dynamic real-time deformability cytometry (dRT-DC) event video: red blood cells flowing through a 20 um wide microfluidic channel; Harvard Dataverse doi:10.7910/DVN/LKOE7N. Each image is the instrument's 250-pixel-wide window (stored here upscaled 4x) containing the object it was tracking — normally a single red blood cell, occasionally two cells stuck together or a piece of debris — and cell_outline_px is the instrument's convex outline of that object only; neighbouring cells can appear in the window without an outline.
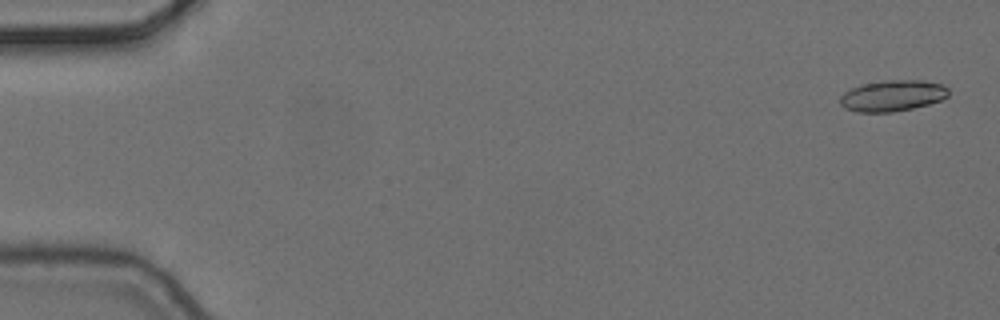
{"species": "common noctule bat (a hibernating species)", "species_latin": "Nyctalus noctula", "temperature_condition": "cold", "stored_images_in_passage": 7, "camera_frame_rate_fps": 3000, "um_per_image_px": 0.085, "animal": {"sex": "female", "body_mass_g": 24.6, "forearm_length_mm": 56.2}, "frame": {"image": 1, "passage_image": 1, "time_ms": 0.0, "image_size_px": [1000, 320], "cell_outline_px": [[948, 96], [940, 100], [928, 104], [912, 108], [892, 112], [856, 112], [844, 108], [840, 104], [840, 96], [844, 92], [860, 84], [888, 80], [924, 80], [944, 84], [948, 88]], "centroid_in_image_um": [75.86, 8.13], "position_along_channel_um": 9.1, "area_um2": 19.77}}
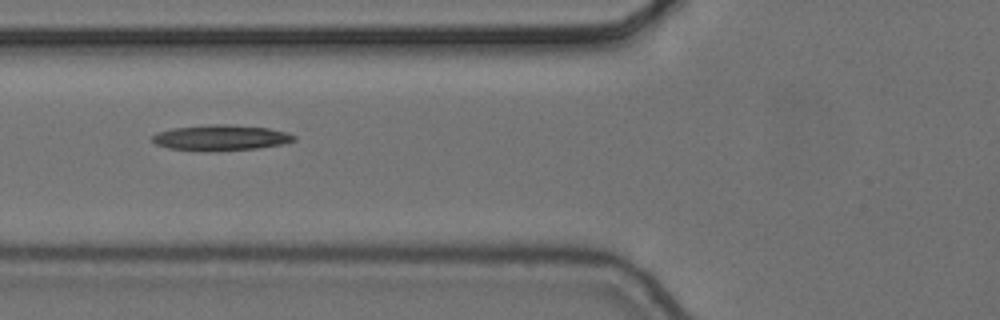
{"frame": {"image": 2, "passage_image": 6, "time_ms": 1.667, "image_size_px": [1000, 320], "cell_outline_px": [[296, 140], [280, 144], [256, 148], [168, 148], [156, 144], [152, 140], [152, 136], [156, 132], [172, 128], [212, 124], [228, 124], [268, 128], [288, 132], [296, 136]], "centroid_in_image_um": [18.79, 11.64], "position_along_channel_um": 107.0, "area_um2": 20.0}}
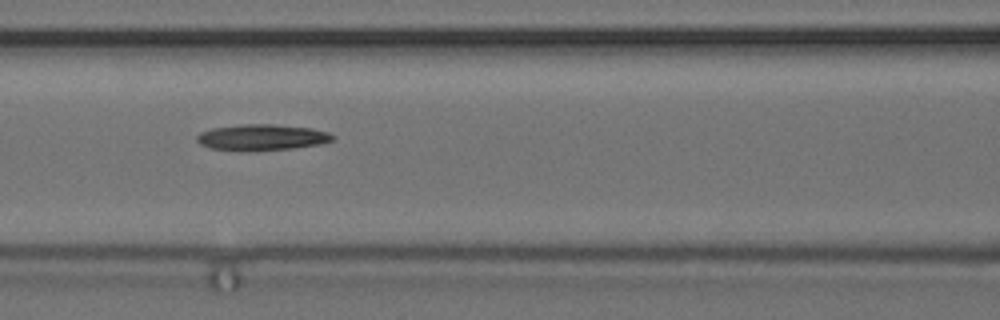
{"frame": {"image": 3, "passage_image": 7, "time_ms": 2.0, "image_size_px": [1000, 320], "cell_outline_px": [[336, 140], [320, 144], [296, 148], [256, 152], [240, 152], [212, 148], [200, 144], [196, 140], [196, 136], [200, 132], [212, 128], [244, 124], [276, 124], [312, 128], [328, 132], [336, 136]], "centroid_in_image_um": [22.29, 11.69], "position_along_channel_um": 144.3, "area_um2": 21.27}}